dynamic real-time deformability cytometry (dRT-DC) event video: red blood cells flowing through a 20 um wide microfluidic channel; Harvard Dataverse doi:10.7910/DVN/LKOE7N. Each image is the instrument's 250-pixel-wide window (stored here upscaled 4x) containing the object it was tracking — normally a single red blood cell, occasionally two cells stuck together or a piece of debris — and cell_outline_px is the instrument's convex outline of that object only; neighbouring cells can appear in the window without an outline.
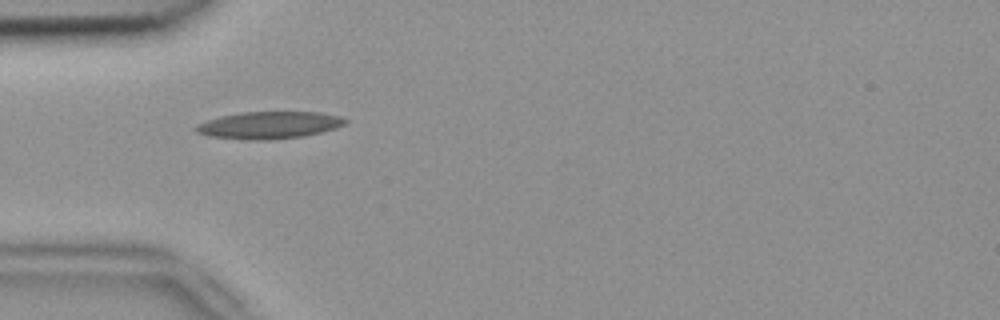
{"species": "common noctule bat (a hibernating species)", "species_latin": "Nyctalus noctula", "temperature_condition": "room temperature", "stored_images_in_passage": 30, "camera_frame_rate_fps": 3000, "um_per_image_px": 0.085, "animal": {"sex": "female", "body_mass_g": 18.4}, "frame": {"image": 1, "passage_image": 1, "time_ms": 0.0, "image_size_px": [1000, 320], "cell_outline_px": [[348, 120], [344, 124], [320, 132], [304, 136], [268, 140], [256, 140], [208, 136], [196, 132], [196, 124], [220, 116], [244, 112], [320, 112], [340, 116]], "centroid_in_image_um": [22.86, 10.63], "position_along_channel_um": 62.1, "area_um2": 23.35}}
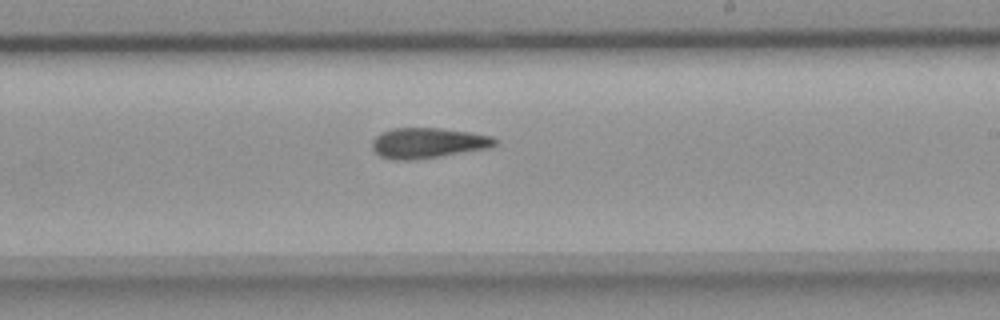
{"frame": {"image": 2, "passage_image": 16, "time_ms": 5.0, "image_size_px": [1000, 320], "cell_outline_px": [[500, 140], [496, 144], [488, 148], [440, 156], [412, 160], [392, 160], [380, 156], [372, 148], [372, 140], [376, 136], [392, 128], [440, 128], [468, 132], [492, 136]], "centroid_in_image_um": [36.37, 12.15], "position_along_channel_um": 252.6, "area_um2": 21.68}}
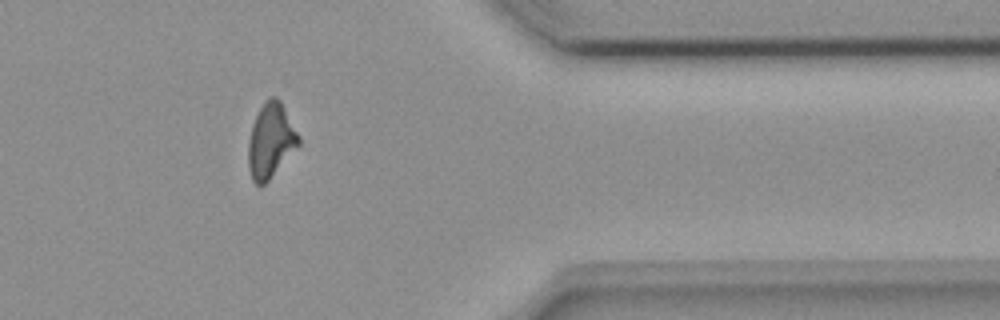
{"frame": {"image": 3, "passage_image": 28, "time_ms": 9.0, "image_size_px": [1000, 320], "cell_outline_px": [[300, 144], [268, 180], [260, 188], [252, 180], [248, 168], [248, 140], [252, 124], [260, 108], [268, 96], [276, 96], [280, 100], [300, 136]], "centroid_in_image_um": [23.0, 11.95], "position_along_channel_um": 388.4, "area_um2": 21.91}, "authors_computed_cell_mechanics": {"area_um2": 21.7906, "velocity_mm_per_s": 3.8592, "shape_relaxation_time_tau1_ms": null, "shape_relaxation_time_tau2_ms": 5.1831, "deformation_change_tau1": null, "deformation_change_tau2": 0.1659}}